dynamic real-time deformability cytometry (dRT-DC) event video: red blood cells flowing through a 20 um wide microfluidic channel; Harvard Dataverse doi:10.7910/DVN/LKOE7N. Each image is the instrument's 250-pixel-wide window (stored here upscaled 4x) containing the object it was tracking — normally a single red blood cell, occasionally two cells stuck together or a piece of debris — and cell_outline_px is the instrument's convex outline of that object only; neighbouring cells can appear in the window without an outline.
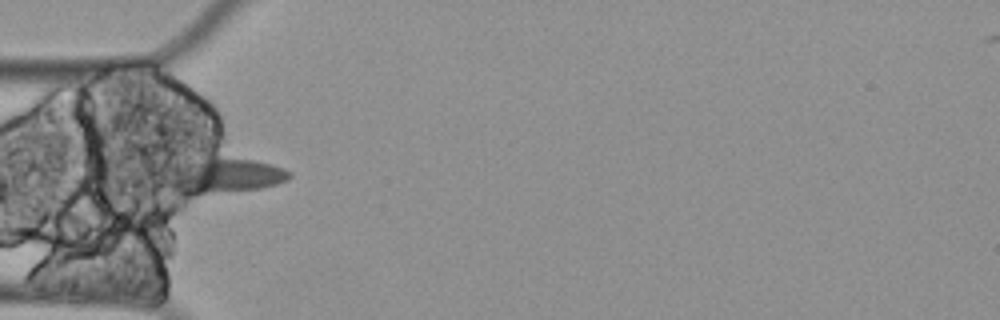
{"species": "Egyptian fruit bat (a non-hibernating species)", "species_latin": "Rousettus aegyptiacus", "temperature_condition": "cold", "stored_images_in_passage": 21, "camera_frame_rate_fps": 3000, "um_per_image_px": 0.085, "animal": {"sex": "female"}, "frame": {"image": 1, "passage_image": 1, "time_ms": 0.0, "image_size_px": [1000, 320], "cell_outline_px": [[292, 176], [288, 180], [276, 184], [260, 188], [204, 192], [176, 192], [148, 180], [144, 172], [144, 168], [160, 148], [252, 160], [272, 164], [284, 168], [292, 172]], "centroid_in_image_um": [17.91, 14.65], "position_along_channel_um": 67.1, "area_um2": 32.6}}
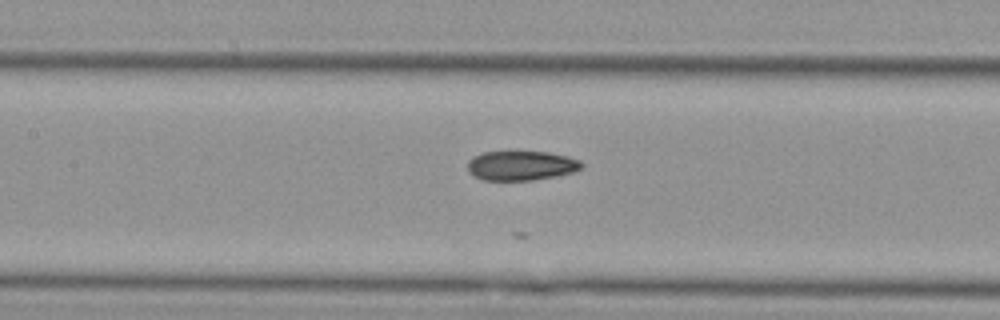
{"frame": {"image": 2, "passage_image": 9, "time_ms": 2.667, "image_size_px": [1000, 320], "cell_outline_px": [[584, 168], [572, 172], [556, 176], [532, 180], [480, 180], [472, 176], [468, 172], [468, 160], [472, 156], [484, 152], [548, 152], [568, 156], [580, 160], [584, 164]], "centroid_in_image_um": [44.29, 14.08], "position_along_channel_um": 163.1, "area_um2": 19.83}}
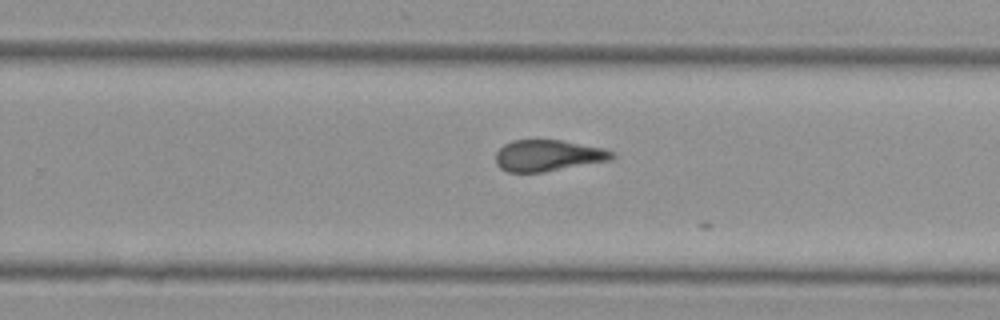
{"frame": {"image": 3, "passage_image": 20, "time_ms": 6.333, "image_size_px": [1000, 320], "cell_outline_px": [[616, 160], [540, 172], [508, 172], [500, 168], [496, 164], [496, 152], [504, 144], [512, 140], [560, 140], [604, 148], [616, 152]], "centroid_in_image_um": [46.64, 13.22], "position_along_channel_um": 283.2, "area_um2": 21.44}}